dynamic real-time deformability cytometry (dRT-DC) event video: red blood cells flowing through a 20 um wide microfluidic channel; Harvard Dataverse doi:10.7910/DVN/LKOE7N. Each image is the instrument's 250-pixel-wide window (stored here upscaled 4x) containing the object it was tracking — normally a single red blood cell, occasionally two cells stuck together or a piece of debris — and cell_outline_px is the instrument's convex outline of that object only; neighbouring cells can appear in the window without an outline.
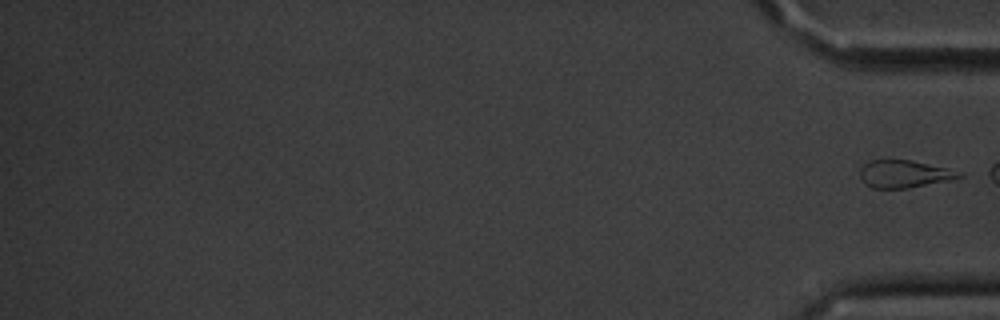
{"species": "common noctule bat (a hibernating species)", "species_latin": "Nyctalus noctula", "temperature_condition": "cold", "stored_images_in_passage": 12, "segment_of_instrument_passage": [2, 2], "camera_frame_rate_fps": 3000, "um_per_image_px": 0.085, "animal": {"sex": "male", "body_mass_g": 20.1, "forearm_length_mm": 53.5}, "frame": {"image": 1, "passage_image": 12, "time_ms": 13.667, "image_size_px": [1000, 320], "cell_outline_px": [[964, 176], [948, 180], [908, 188], [872, 188], [864, 184], [860, 176], [860, 168], [868, 160], [912, 160], [948, 168], [964, 172]], "centroid_in_image_um": [76.85, 14.78], "position_along_channel_um": 358.4, "area_um2": 15.95}}